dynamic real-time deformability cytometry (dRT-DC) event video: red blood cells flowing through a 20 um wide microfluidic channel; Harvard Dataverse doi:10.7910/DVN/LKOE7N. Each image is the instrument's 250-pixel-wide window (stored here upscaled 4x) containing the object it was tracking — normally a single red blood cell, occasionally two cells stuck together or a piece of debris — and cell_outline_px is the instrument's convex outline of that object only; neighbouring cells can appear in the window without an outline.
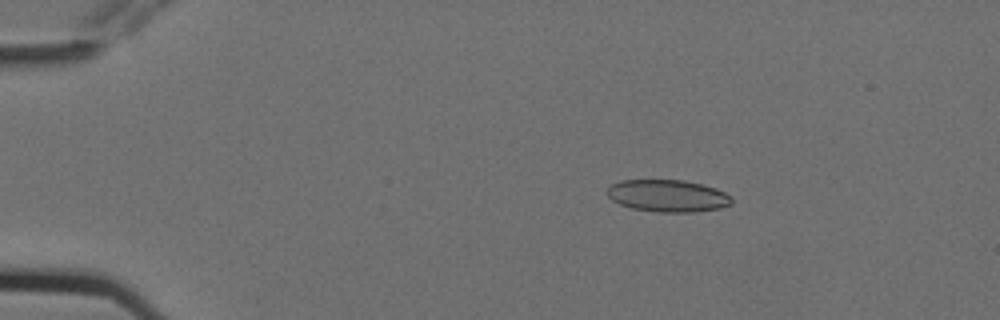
{"species": "Egyptian fruit bat (a non-hibernating species)", "species_latin": "Rousettus aegyptiacus", "temperature_condition": "cold", "stored_images_in_passage": 6, "camera_frame_rate_fps": 3000, "um_per_image_px": 0.085, "animal": {"sex": "female"}, "frame": {"image": 1, "passage_image": 3, "time_ms": 0.667, "image_size_px": [1000, 320], "cell_outline_px": [[732, 204], [720, 208], [692, 212], [660, 212], [632, 208], [620, 204], [612, 200], [604, 192], [612, 184], [620, 180], [684, 180], [704, 184], [716, 188], [732, 196]], "centroid_in_image_um": [56.76, 16.63], "position_along_channel_um": 28.2, "area_um2": 23.47}}
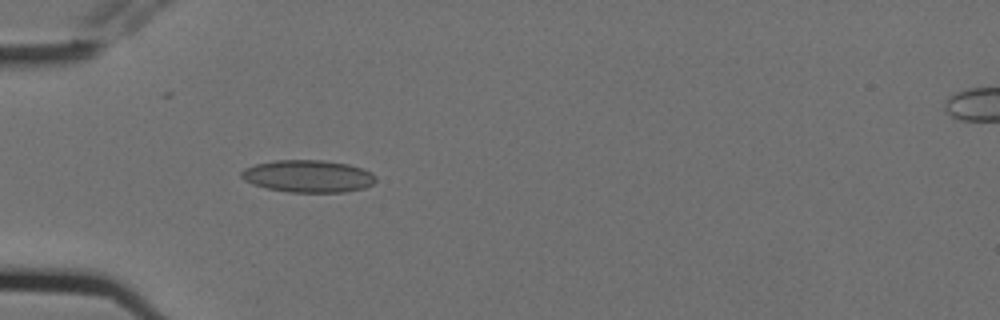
{"frame": {"image": 2, "passage_image": 5, "time_ms": 1.333, "image_size_px": [1000, 320], "cell_outline_px": [[376, 180], [372, 184], [364, 188], [344, 192], [288, 192], [268, 188], [252, 184], [244, 180], [240, 176], [240, 172], [244, 168], [256, 164], [276, 160], [320, 160], [348, 164], [364, 168], [372, 172], [376, 176]], "centroid_in_image_um": [26.2, 14.97], "position_along_channel_um": 58.8, "area_um2": 25.37}}